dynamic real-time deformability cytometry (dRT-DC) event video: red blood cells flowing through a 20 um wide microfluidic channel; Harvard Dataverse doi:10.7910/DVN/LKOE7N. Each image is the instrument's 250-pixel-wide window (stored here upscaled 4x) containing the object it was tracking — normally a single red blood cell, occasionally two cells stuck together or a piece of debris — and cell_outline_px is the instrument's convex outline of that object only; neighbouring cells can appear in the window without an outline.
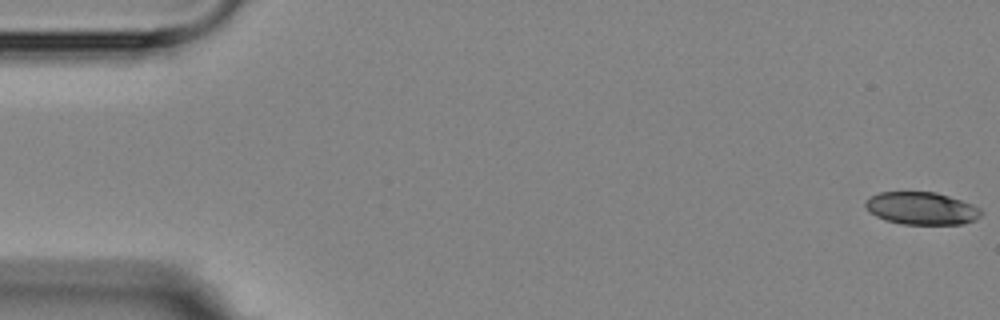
{"species": "Egyptian fruit bat (a non-hibernating species)", "species_latin": "Rousettus aegyptiacus", "temperature_condition": "room temperature", "stored_images_in_passage": 4, "camera_frame_rate_fps": 3000, "um_per_image_px": 0.085, "animal": {"sex": "female"}, "frame": {"image": 1, "passage_image": 1, "time_ms": 0.0, "image_size_px": [1000, 320], "cell_outline_px": [[984, 212], [976, 220], [964, 224], [900, 224], [884, 220], [868, 212], [864, 204], [872, 196], [880, 192], [936, 192], [972, 204], [980, 208]], "centroid_in_image_um": [78.34, 17.72], "position_along_channel_um": 6.7, "area_um2": 22.02}}
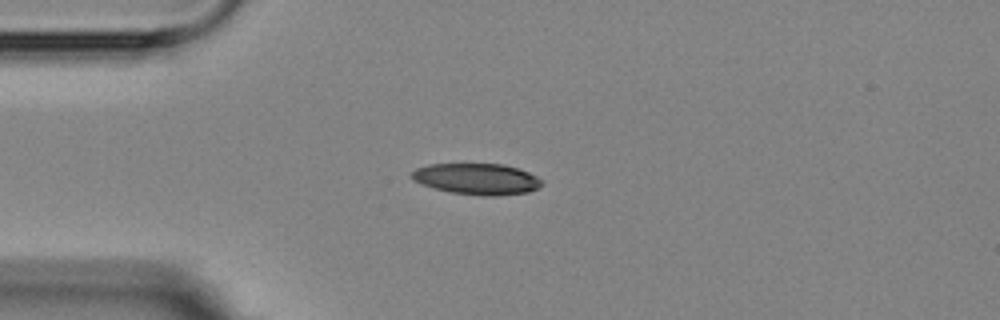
{"frame": {"image": 2, "passage_image": 4, "time_ms": 4.333, "image_size_px": [1000, 320], "cell_outline_px": [[544, 184], [540, 188], [528, 192], [496, 196], [480, 196], [448, 192], [412, 180], [412, 172], [416, 168], [428, 164], [504, 164], [528, 172], [544, 180]], "centroid_in_image_um": [40.58, 15.22], "position_along_channel_um": 44.4, "area_um2": 23.76}}